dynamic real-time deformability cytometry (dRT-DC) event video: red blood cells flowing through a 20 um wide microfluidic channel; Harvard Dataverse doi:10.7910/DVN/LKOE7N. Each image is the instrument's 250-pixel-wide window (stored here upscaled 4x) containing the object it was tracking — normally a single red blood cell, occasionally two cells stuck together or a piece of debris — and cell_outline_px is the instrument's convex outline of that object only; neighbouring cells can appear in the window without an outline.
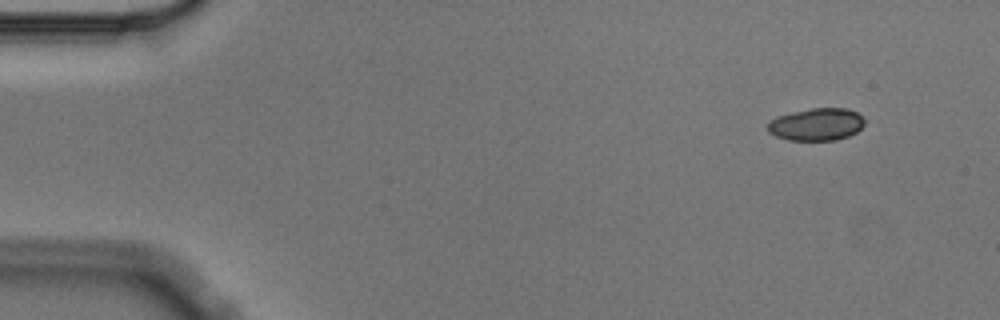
{"species": "Egyptian fruit bat (a non-hibernating species)", "species_latin": "Rousettus aegyptiacus", "temperature_condition": "cold", "stored_images_in_passage": 5, "segment_of_instrument_passage": [2, 2], "camera_frame_rate_fps": 3000, "um_per_image_px": 0.085, "animal": {"sex": "male"}, "frame": {"image": 1, "passage_image": 5, "time_ms": 1.333, "image_size_px": [1000, 320], "cell_outline_px": [[864, 124], [856, 132], [848, 136], [836, 140], [788, 140], [776, 136], [768, 132], [768, 120], [776, 116], [792, 112], [812, 108], [848, 108], [856, 112], [864, 120]], "centroid_in_image_um": [69.37, 10.57], "position_along_channel_um": 15.6, "area_um2": 18.32}}